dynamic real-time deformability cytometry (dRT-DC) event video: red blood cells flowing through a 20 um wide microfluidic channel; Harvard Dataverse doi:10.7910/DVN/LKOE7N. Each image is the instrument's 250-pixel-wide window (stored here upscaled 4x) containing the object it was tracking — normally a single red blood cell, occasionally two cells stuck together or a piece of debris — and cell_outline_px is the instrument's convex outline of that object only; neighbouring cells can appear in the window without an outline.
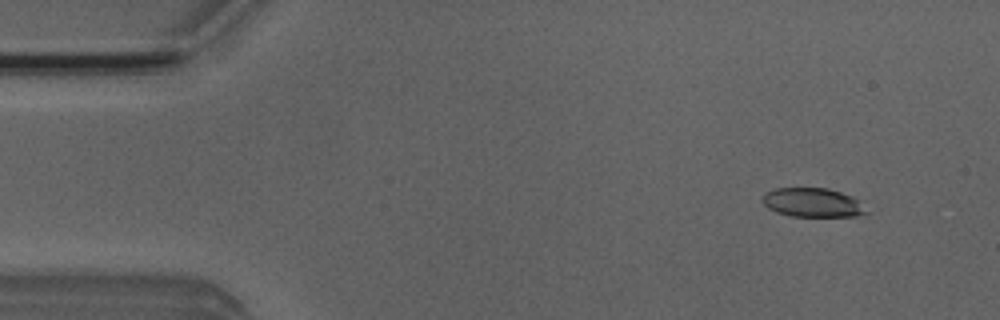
{"species": "Egyptian fruit bat (a non-hibernating species)", "species_latin": "Rousettus aegyptiacus", "temperature_condition": "room temperature", "stored_images_in_passage": 48, "camera_frame_rate_fps": 3000, "um_per_image_px": 0.085, "animal": {"sex": "male"}, "frame": {"image": 1, "passage_image": 5, "time_ms": 1.333, "image_size_px": [1000, 320], "cell_outline_px": [[872, 212], [856, 216], [792, 216], [776, 212], [768, 208], [760, 200], [764, 192], [776, 188], [828, 188], [852, 196]], "centroid_in_image_um": [69.07, 17.22], "position_along_channel_um": 15.9, "area_um2": 17.74}}
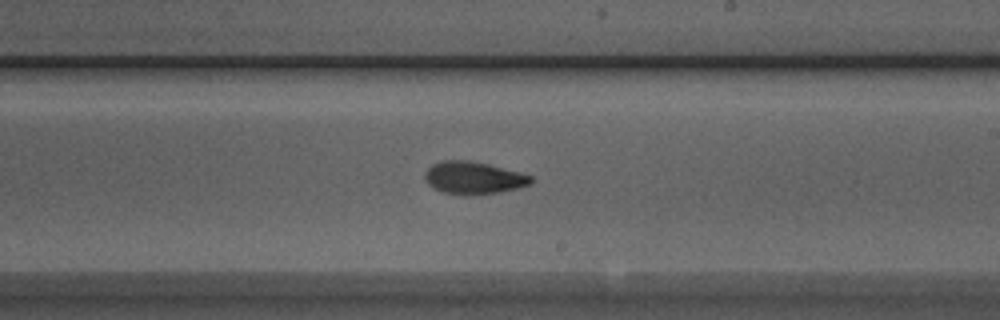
{"frame": {"image": 2, "passage_image": 30, "time_ms": 9.667, "image_size_px": [1000, 320], "cell_outline_px": [[532, 184], [520, 188], [496, 192], [464, 196], [444, 192], [428, 184], [424, 176], [424, 172], [432, 164], [444, 160], [464, 160], [488, 164], [520, 172], [532, 176]], "centroid_in_image_um": [40.26, 15.12], "position_along_channel_um": 248.7, "area_um2": 20.0}}
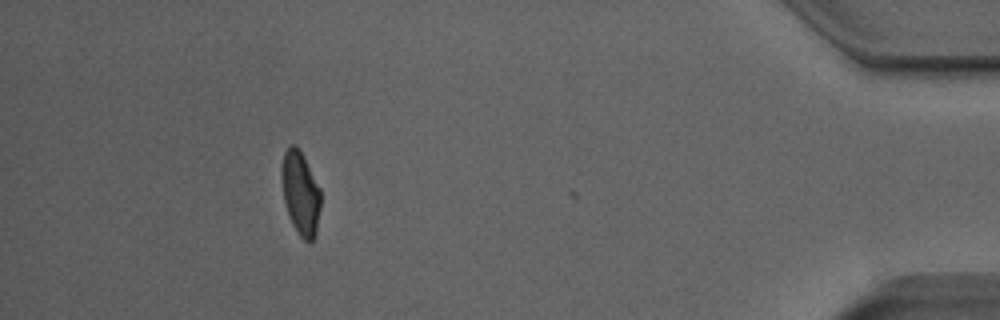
{"frame": {"image": 3, "passage_image": 47, "time_ms": 15.333, "image_size_px": [1000, 320], "cell_outline_px": [[320, 208], [316, 236], [308, 244], [300, 236], [292, 224], [288, 216], [284, 200], [280, 176], [280, 172], [284, 152], [292, 144], [300, 152], [320, 188]], "centroid_in_image_um": [25.53, 16.49], "position_along_channel_um": 409.7, "area_um2": 18.9}, "authors_computed_cell_mechanics": {"area_um2": 19.2763, "velocity_mm_per_s": 3.946, "shape_relaxation_time_tau1_ms": 4.3588, "shape_relaxation_time_tau2_ms": 2.6015, "deformation_change_tau1": 0.1817, "deformation_change_tau2": 0.0882}}